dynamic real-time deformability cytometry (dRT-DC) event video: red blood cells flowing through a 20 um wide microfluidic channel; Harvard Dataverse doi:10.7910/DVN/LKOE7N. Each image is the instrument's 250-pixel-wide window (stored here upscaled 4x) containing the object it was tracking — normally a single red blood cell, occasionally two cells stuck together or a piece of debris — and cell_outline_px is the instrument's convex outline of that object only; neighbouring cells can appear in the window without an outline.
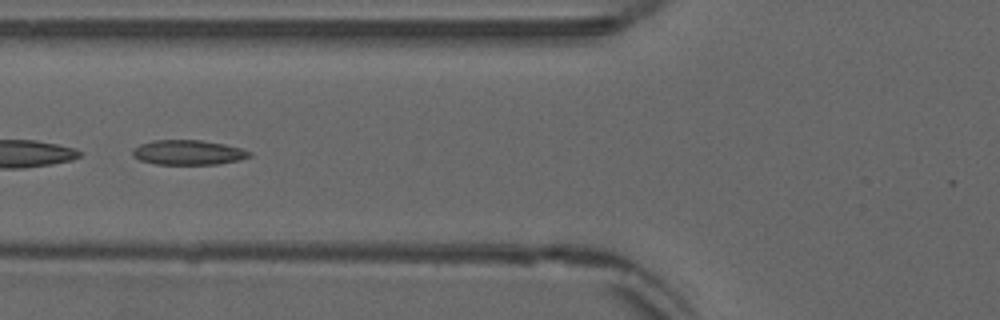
{"species": "common noctule bat (a hibernating species)", "species_latin": "Nyctalus noctula", "temperature_condition": "warm", "stored_images_in_passage": 29, "camera_frame_rate_fps": 3000, "um_per_image_px": 0.085, "animal": {"sex": "male", "forearm_length_mm": 52.5}, "frame": {"image": 1, "passage_image": 10, "time_ms": 3.0, "image_size_px": [1000, 320], "cell_outline_px": [[252, 156], [240, 160], [216, 164], [156, 164], [140, 160], [132, 156], [132, 148], [140, 144], [152, 140], [200, 140], [224, 144], [240, 148], [252, 152]], "centroid_in_image_um": [15.98, 12.95], "position_along_channel_um": 109.8, "area_um2": 16.94}}